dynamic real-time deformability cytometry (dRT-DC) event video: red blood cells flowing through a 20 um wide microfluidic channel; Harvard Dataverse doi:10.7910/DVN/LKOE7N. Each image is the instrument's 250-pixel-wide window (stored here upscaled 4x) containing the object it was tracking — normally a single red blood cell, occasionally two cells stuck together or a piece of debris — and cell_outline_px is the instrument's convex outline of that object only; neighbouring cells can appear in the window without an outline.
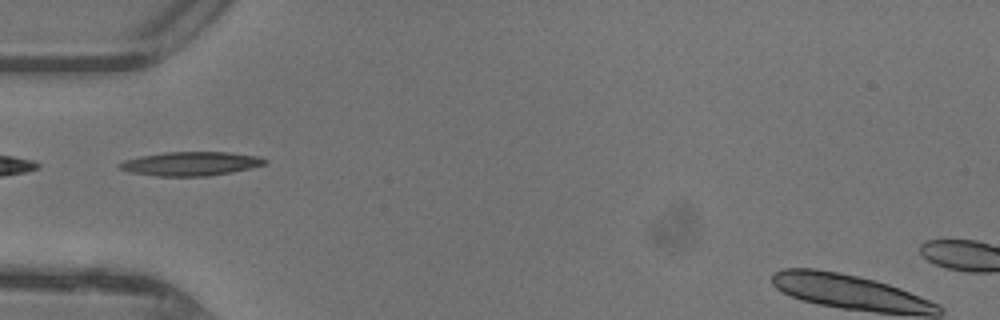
{"species": "common noctule bat (a hibernating species)", "species_latin": "Nyctalus noctula", "temperature_condition": "warm", "stored_images_in_passage": 32, "camera_frame_rate_fps": 3000, "um_per_image_px": 0.085, "animal": {"sex": "female"}, "frame": {"image": 1, "passage_image": 1, "time_ms": 0.0, "image_size_px": [1000, 320], "cell_outline_px": [[268, 160], [264, 164], [232, 172], [208, 176], [156, 176], [132, 172], [120, 168], [116, 164], [124, 160], [140, 156], [164, 152], [228, 152], [260, 156]], "centroid_in_image_um": [16.2, 13.9], "position_along_channel_um": 68.8, "area_um2": 20.17}}
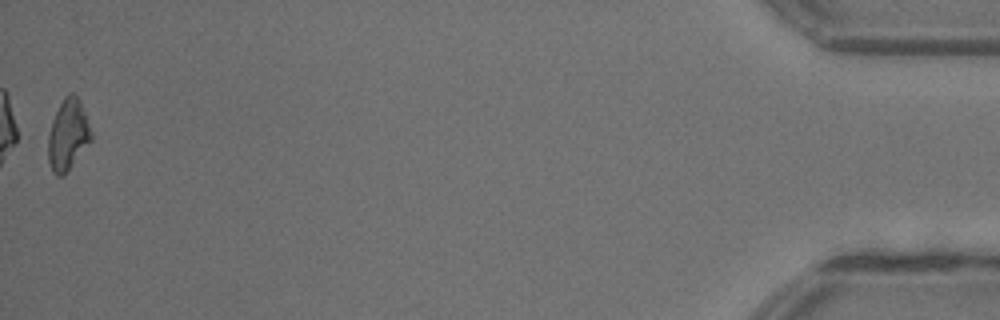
{"frame": {"image": 2, "passage_image": 32, "time_ms": 10.333, "image_size_px": [1000, 320], "cell_outline_px": [[92, 140], [68, 172], [64, 176], [56, 176], [52, 172], [48, 160], [48, 136], [52, 120], [64, 96], [68, 92], [72, 92], [80, 100], [92, 132]], "centroid_in_image_um": [5.78, 11.49], "position_along_channel_um": 429.4, "area_um2": 18.03}}